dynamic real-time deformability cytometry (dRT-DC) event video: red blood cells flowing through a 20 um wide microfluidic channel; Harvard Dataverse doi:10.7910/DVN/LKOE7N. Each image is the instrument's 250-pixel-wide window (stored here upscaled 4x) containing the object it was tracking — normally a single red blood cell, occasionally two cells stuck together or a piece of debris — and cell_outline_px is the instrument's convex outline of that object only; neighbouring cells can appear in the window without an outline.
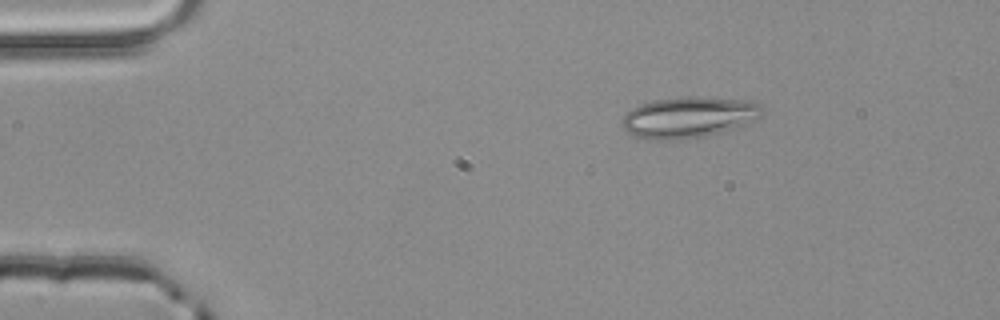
{"species": "common noctule bat (a hibernating species)", "species_latin": "Nyctalus noctula", "temperature_condition": "room temperature", "stored_images_in_passage": 2, "camera_frame_rate_fps": 3000, "um_per_image_px": 0.085, "animal": {"sex": "male", "body_mass_g": 20.4}, "frame": {"image": 1, "passage_image": 2, "time_ms": 0.333, "image_size_px": [1000, 320], "cell_outline_px": [[764, 112], [760, 116], [744, 124], [720, 132], [688, 140], [648, 140], [636, 136], [628, 132], [620, 124], [620, 120], [632, 108], [640, 104], [656, 100], [688, 96], [752, 100], [760, 104]], "centroid_in_image_um": [58.52, 9.97], "position_along_channel_um": 26.5, "area_um2": 33.58}}